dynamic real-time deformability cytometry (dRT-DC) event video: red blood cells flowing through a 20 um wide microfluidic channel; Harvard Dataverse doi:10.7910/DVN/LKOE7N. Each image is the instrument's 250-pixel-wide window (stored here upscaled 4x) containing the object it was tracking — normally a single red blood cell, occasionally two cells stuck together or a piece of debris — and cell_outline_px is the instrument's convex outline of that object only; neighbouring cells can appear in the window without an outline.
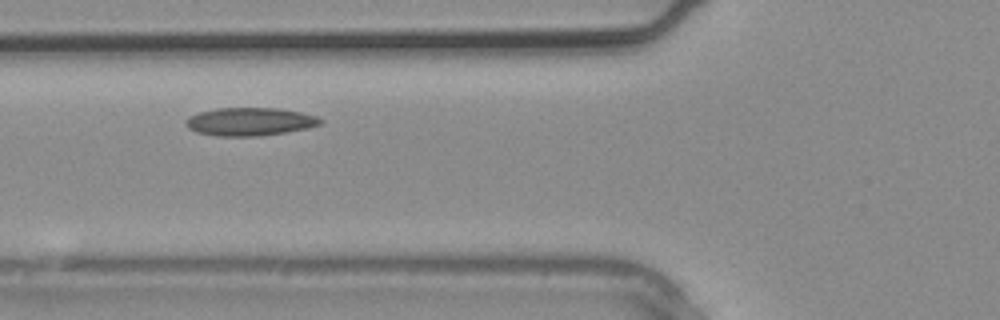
{"species": "common noctule bat (a hibernating species)", "species_latin": "Nyctalus noctula", "temperature_condition": "warm", "stored_images_in_passage": 2, "camera_frame_rate_fps": 3000, "um_per_image_px": 0.085, "animal": {"sex": "male", "body_mass_g": 20.4}, "frame": {"image": 1, "passage_image": 2, "time_ms": 0.333, "image_size_px": [1000, 320], "cell_outline_px": [[324, 120], [320, 124], [308, 128], [260, 136], [216, 136], [196, 132], [188, 128], [184, 124], [184, 120], [188, 116], [200, 112], [216, 108], [276, 108], [300, 112], [316, 116]], "centroid_in_image_um": [21.19, 10.34], "position_along_channel_um": 104.6, "area_um2": 22.08}}